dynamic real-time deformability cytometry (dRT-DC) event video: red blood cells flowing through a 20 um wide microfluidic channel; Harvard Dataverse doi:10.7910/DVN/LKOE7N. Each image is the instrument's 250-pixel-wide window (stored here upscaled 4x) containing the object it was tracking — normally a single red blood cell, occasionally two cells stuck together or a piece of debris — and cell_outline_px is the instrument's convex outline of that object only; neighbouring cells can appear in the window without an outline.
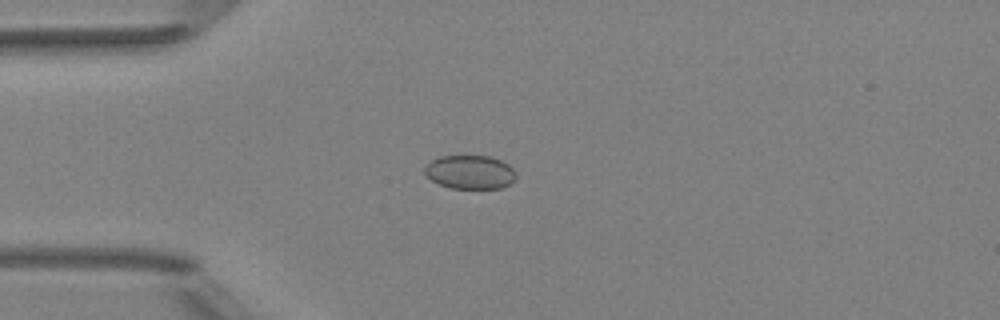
{"species": "Egyptian fruit bat (a non-hibernating species)", "species_latin": "Rousettus aegyptiacus", "temperature_condition": "room temperature", "stored_images_in_passage": 39, "camera_frame_rate_fps": 3000, "um_per_image_px": 0.085, "animal": {"sex": "female"}, "frame": {"image": 1, "passage_image": 1, "time_ms": 0.0, "image_size_px": [1000, 320], "cell_outline_px": [[516, 180], [500, 188], [452, 188], [440, 184], [432, 180], [424, 172], [424, 164], [440, 156], [488, 156], [500, 160], [508, 164], [516, 172]], "centroid_in_image_um": [39.95, 14.62], "position_along_channel_um": 45.0, "area_um2": 17.92}}
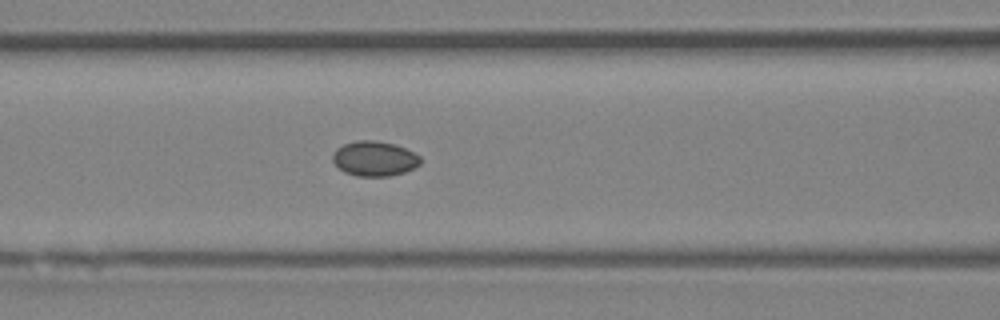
{"frame": {"image": 2, "passage_image": 9, "time_ms": 2.667, "image_size_px": [1000, 320], "cell_outline_px": [[420, 164], [404, 172], [388, 176], [356, 176], [344, 172], [332, 160], [332, 156], [336, 148], [344, 144], [356, 140], [376, 140], [396, 144], [420, 156]], "centroid_in_image_um": [31.81, 13.47], "position_along_channel_um": 134.8, "area_um2": 17.8}}
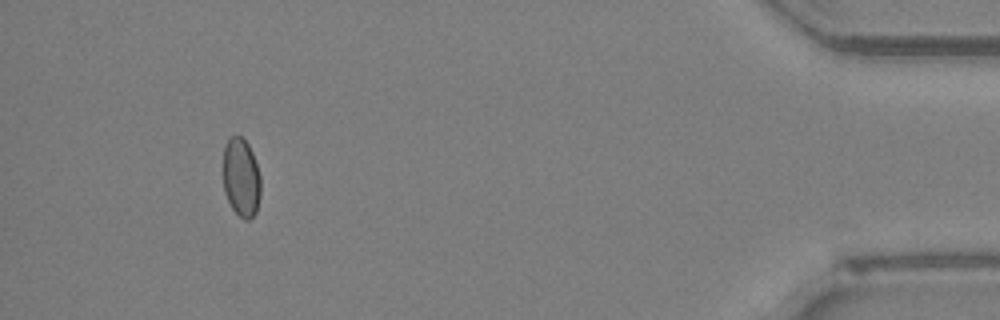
{"frame": {"image": 3, "passage_image": 35, "time_ms": 11.333, "image_size_px": [1000, 320], "cell_outline_px": [[260, 196], [256, 212], [248, 220], [244, 220], [232, 208], [224, 192], [224, 144], [232, 136], [240, 136], [248, 144], [252, 152], [260, 176]], "centroid_in_image_um": [20.5, 15.1], "position_along_channel_um": 414.7, "area_um2": 17.05}, "authors_computed_cell_mechanics": {"area_um2": 17.629, "velocity_mm_per_s": 4.0251, "shape_relaxation_time_tau1_ms": null, "shape_relaxation_time_tau2_ms": 8.1489, "deformation_change_tau1": null, "deformation_change_tau2": 0.0546}}